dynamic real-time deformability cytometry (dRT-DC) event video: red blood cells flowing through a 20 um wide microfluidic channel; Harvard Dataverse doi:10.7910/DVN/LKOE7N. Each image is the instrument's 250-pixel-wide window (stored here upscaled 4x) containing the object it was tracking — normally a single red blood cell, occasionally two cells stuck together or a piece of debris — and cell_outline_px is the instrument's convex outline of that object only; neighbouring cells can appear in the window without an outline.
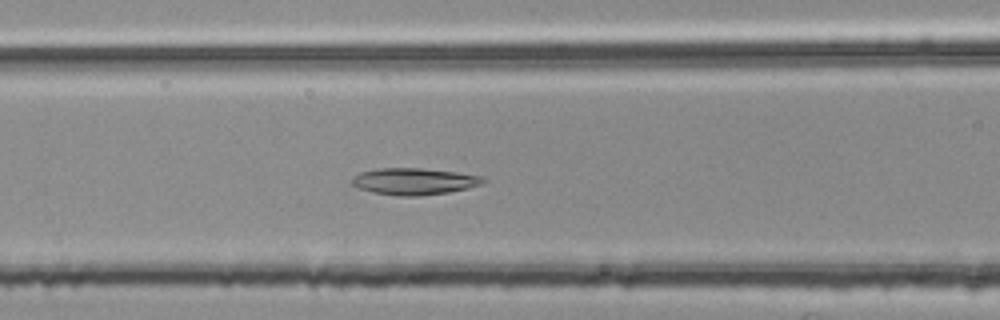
{"species": "common noctule bat (a hibernating species)", "species_latin": "Nyctalus noctula", "temperature_condition": "room temperature", "stored_images_in_passage": 41, "camera_frame_rate_fps": 3000, "um_per_image_px": 0.085, "animal": {"sex": "female", "body_mass_g": 25.1}, "frame": {"image": 1, "passage_image": 11, "time_ms": 3.333, "image_size_px": [1000, 320], "cell_outline_px": [[488, 180], [480, 184], [468, 188], [448, 192], [420, 196], [396, 196], [372, 192], [360, 188], [352, 184], [352, 180], [360, 172], [376, 168], [420, 168], [456, 172], [484, 176]], "centroid_in_image_um": [35.23, 15.41], "position_along_channel_um": 131.4, "area_um2": 20.4}}
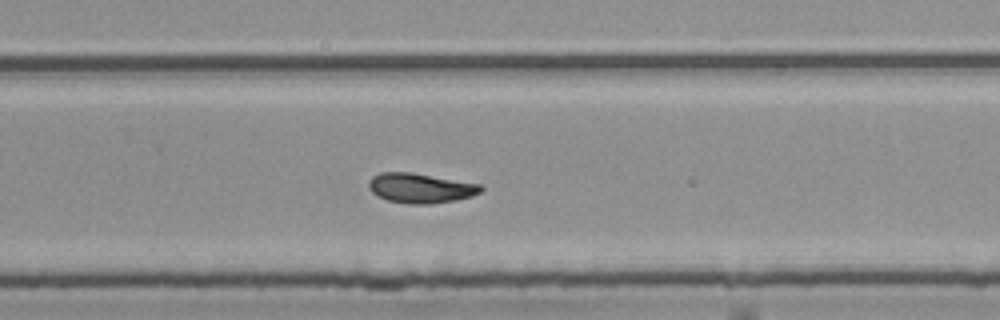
{"frame": {"image": 2, "passage_image": 24, "time_ms": 7.667, "image_size_px": [1000, 320], "cell_outline_px": [[484, 188], [480, 192], [472, 196], [456, 200], [432, 204], [408, 204], [388, 200], [372, 192], [368, 188], [368, 180], [372, 176], [380, 172], [412, 172], [480, 184]], "centroid_in_image_um": [35.73, 15.98], "position_along_channel_um": 294.1, "area_um2": 19.54}}
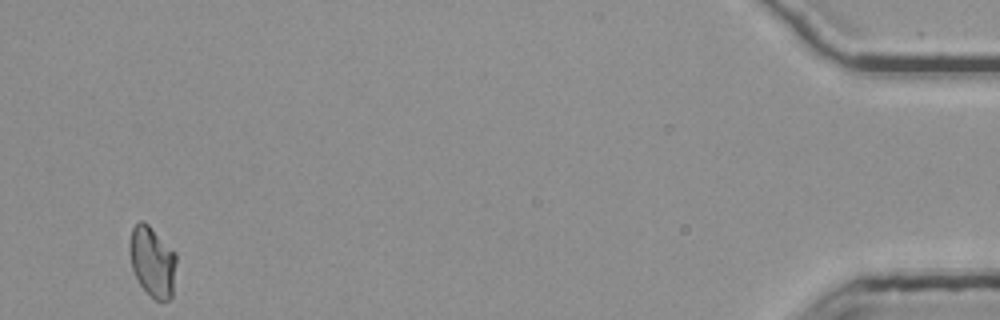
{"frame": {"image": 3, "passage_image": 41, "time_ms": 13.333, "image_size_px": [1000, 320], "cell_outline_px": [[176, 260], [172, 296], [168, 300], [156, 300], [140, 284], [132, 268], [128, 244], [132, 228], [140, 220], [144, 220], [176, 252]], "centroid_in_image_um": [12.95, 22.19], "position_along_channel_um": 422.2, "area_um2": 19.07}, "authors_computed_cell_mechanics": {"area_um2": 19.363, "velocity_mm_per_s": 3.7689, "shape_relaxation_time_tau1_ms": 5.4008, "shape_relaxation_time_tau2_ms": null, "deformation_change_tau1": 0.1611, "deformation_change_tau2": null}}